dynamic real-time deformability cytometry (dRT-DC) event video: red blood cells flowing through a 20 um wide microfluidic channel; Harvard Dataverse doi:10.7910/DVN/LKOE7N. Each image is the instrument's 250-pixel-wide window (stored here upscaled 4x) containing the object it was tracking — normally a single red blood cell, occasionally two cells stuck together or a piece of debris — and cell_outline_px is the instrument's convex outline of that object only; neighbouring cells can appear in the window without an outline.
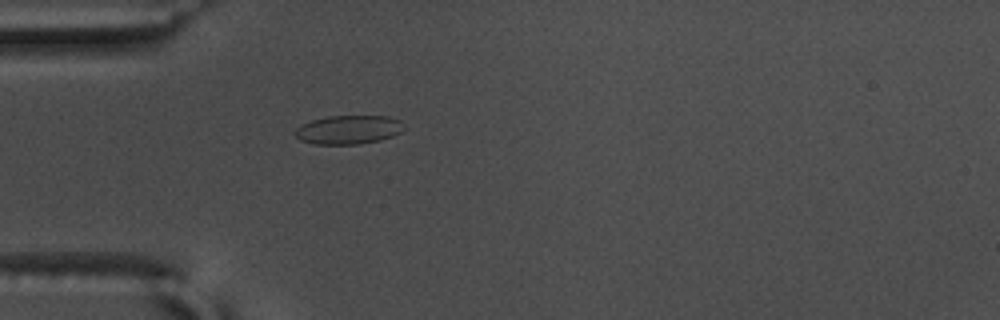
{"species": "common noctule bat (a hibernating species)", "species_latin": "Nyctalus noctula", "temperature_condition": "warm", "stored_images_in_passage": 43, "camera_frame_rate_fps": 3000, "um_per_image_px": 0.085, "animal": {"sex": "male", "body_mass_g": 17.5, "forearm_length_mm": 52.3}, "frame": {"image": 1, "passage_image": 4, "time_ms": 1.0, "image_size_px": [1000, 320], "cell_outline_px": [[404, 128], [400, 132], [392, 136], [380, 140], [360, 144], [316, 144], [300, 140], [296, 136], [296, 128], [312, 120], [328, 116], [388, 116], [400, 120]], "centroid_in_image_um": [29.64, 11.02], "position_along_channel_um": 55.4, "area_um2": 18.09}}
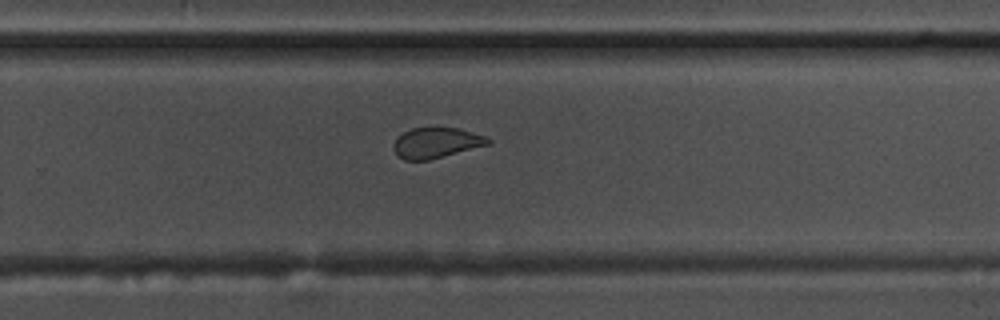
{"frame": {"image": 2, "passage_image": 24, "time_ms": 7.667, "image_size_px": [1000, 320], "cell_outline_px": [[492, 140], [488, 144], [428, 160], [404, 160], [392, 148], [392, 144], [404, 132], [412, 128], [456, 128], [484, 136]], "centroid_in_image_um": [37.04, 12.14], "position_along_channel_um": 292.8, "area_um2": 16.24}}
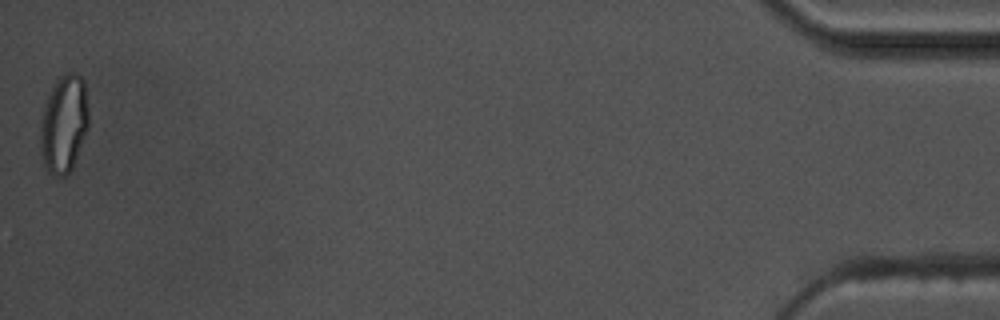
{"frame": {"image": 3, "passage_image": 43, "time_ms": 14.0, "image_size_px": [1000, 320], "cell_outline_px": [[88, 128], [72, 168], [64, 176], [60, 176], [52, 172], [44, 164], [40, 152], [40, 120], [44, 104], [52, 88], [60, 76], [68, 72], [72, 72], [80, 76], [84, 80], [88, 108]], "centroid_in_image_um": [5.43, 10.5], "position_along_channel_um": 429.8, "area_um2": 27.34}, "authors_computed_cell_mechanics": {"area_um2": 18.0914, "velocity_mm_per_s": 3.6629, "shape_relaxation_time_tau1_ms": 7.4368, "shape_relaxation_time_tau2_ms": 0.9477, "deformation_change_tau1": 0.1702, "deformation_change_tau2": 0.0815}}